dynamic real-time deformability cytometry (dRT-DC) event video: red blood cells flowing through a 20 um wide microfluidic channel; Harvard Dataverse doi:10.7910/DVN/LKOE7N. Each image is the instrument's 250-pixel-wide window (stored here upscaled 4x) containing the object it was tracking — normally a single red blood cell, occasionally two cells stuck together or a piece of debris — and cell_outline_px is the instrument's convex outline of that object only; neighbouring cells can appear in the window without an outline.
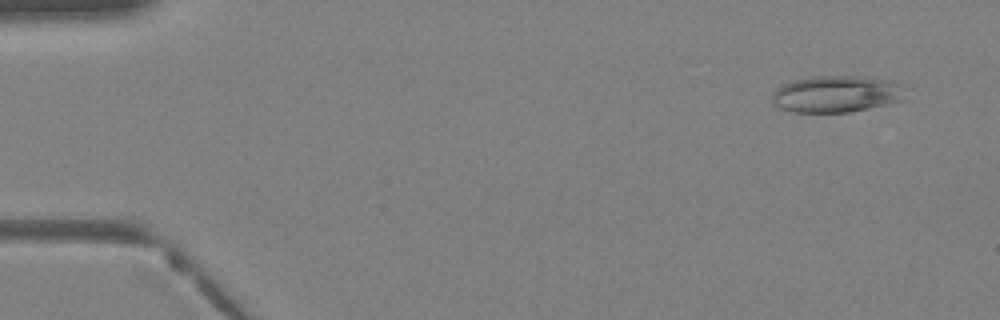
{"species": "Egyptian fruit bat (a non-hibernating species)", "species_latin": "Rousettus aegyptiacus", "temperature_condition": "warm", "stored_images_in_passage": 37, "camera_frame_rate_fps": 3000, "um_per_image_px": 0.085, "animal": {"sex": "female"}, "frame": {"image": 1, "passage_image": 1, "time_ms": 0.0, "image_size_px": [1000, 320], "cell_outline_px": [[904, 100], [888, 104], [848, 112], [792, 112], [780, 108], [772, 104], [772, 92], [776, 88], [784, 84], [796, 80], [812, 76], [856, 76], [888, 80], [896, 84]], "centroid_in_image_um": [70.99, 8.0], "position_along_channel_um": 14.0, "area_um2": 28.03}}
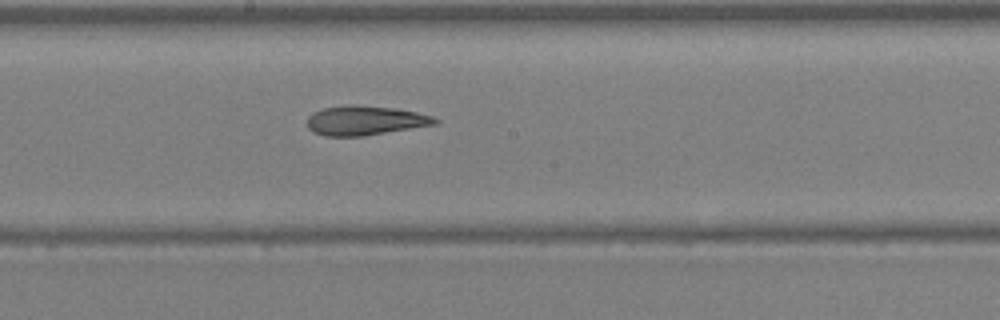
{"frame": {"image": 2, "passage_image": 20, "time_ms": 6.333, "image_size_px": [1000, 320], "cell_outline_px": [[440, 124], [364, 136], [324, 136], [308, 128], [308, 116], [312, 112], [324, 108], [344, 104], [356, 104], [392, 108], [416, 112], [432, 116], [440, 120]], "centroid_in_image_um": [31.06, 10.24], "position_along_channel_um": 217.1, "area_um2": 22.14}}
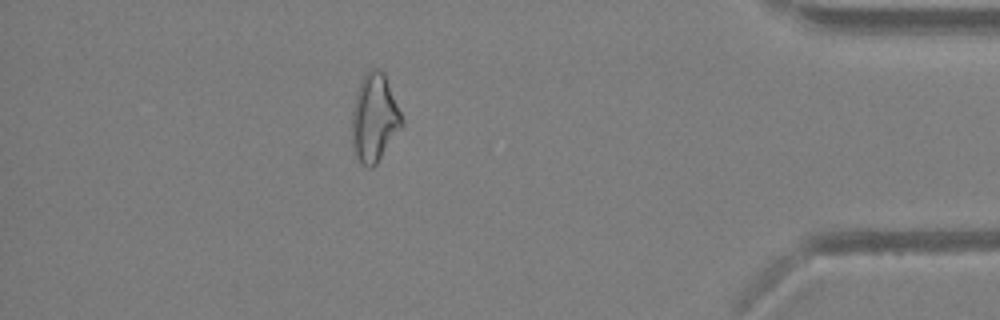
{"frame": {"image": 3, "passage_image": 33, "time_ms": 10.667, "image_size_px": [1000, 320], "cell_outline_px": [[404, 124], [376, 164], [372, 168], [368, 168], [360, 164], [352, 148], [352, 112], [356, 96], [360, 84], [364, 76], [372, 68], [376, 68], [384, 72], [404, 120]], "centroid_in_image_um": [31.83, 10.07], "position_along_channel_um": 403.4, "area_um2": 25.43}}